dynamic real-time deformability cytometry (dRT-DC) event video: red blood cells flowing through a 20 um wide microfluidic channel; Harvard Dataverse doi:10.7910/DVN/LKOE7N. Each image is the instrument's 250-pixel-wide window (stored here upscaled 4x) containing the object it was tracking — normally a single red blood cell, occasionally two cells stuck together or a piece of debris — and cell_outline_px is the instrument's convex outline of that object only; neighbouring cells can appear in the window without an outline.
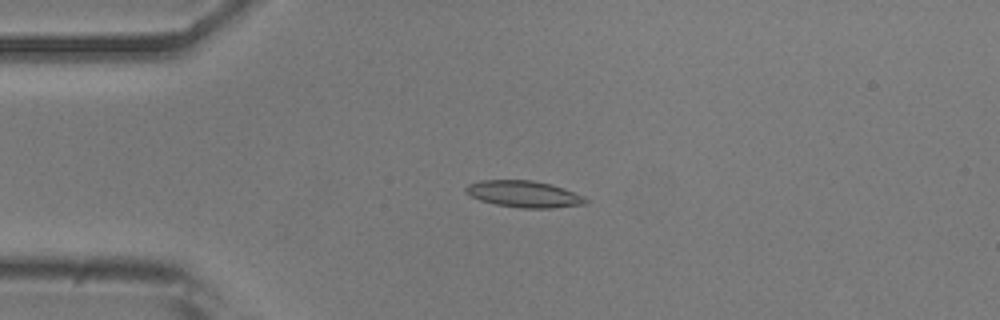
{"species": "common noctule bat (a hibernating species)", "species_latin": "Nyctalus noctula", "temperature_condition": "room temperature", "stored_images_in_passage": 54, "camera_frame_rate_fps": 3000, "um_per_image_px": 0.085, "animal": {"sex": "male", "body_mass_g": 20.5, "forearm_length_mm": 52.5}, "frame": {"image": 1, "passage_image": 13, "time_ms": 4.0, "image_size_px": [1000, 320], "cell_outline_px": [[588, 204], [552, 208], [520, 208], [496, 204], [480, 200], [464, 192], [464, 188], [468, 184], [480, 180], [532, 180], [552, 184], [564, 188], [584, 196], [588, 200]], "centroid_in_image_um": [44.55, 16.49], "position_along_channel_um": 40.4, "area_um2": 18.73}}
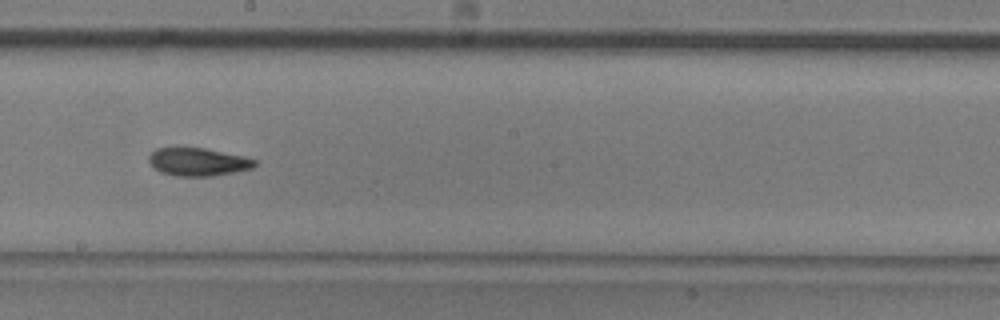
{"frame": {"image": 2, "passage_image": 30, "time_ms": 9.667, "image_size_px": [1000, 320], "cell_outline_px": [[256, 164], [252, 168], [212, 176], [176, 176], [160, 172], [148, 160], [148, 156], [156, 148], [204, 148], [244, 156], [256, 160]], "centroid_in_image_um": [16.82, 13.76], "position_along_channel_um": 231.4, "area_um2": 17.05}}
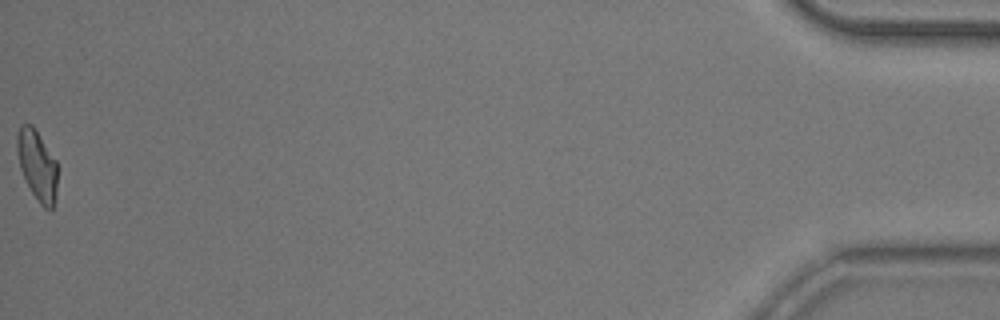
{"frame": {"image": 3, "passage_image": 54, "time_ms": 17.667, "image_size_px": [1000, 320], "cell_outline_px": [[56, 196], [52, 208], [44, 208], [40, 204], [32, 192], [20, 168], [16, 148], [16, 136], [20, 128], [24, 124], [32, 124], [56, 160]], "centroid_in_image_um": [3.15, 14.03], "position_along_channel_um": 432.1, "area_um2": 16.18}, "authors_computed_cell_mechanics": {"area_um2": 17.4556, "velocity_mm_per_s": 3.7745, "shape_relaxation_time_tau1_ms": 6.1047, "shape_relaxation_time_tau2_ms": 4.2998, "deformation_change_tau1": 0.1663, "deformation_change_tau2": 0.0699}}